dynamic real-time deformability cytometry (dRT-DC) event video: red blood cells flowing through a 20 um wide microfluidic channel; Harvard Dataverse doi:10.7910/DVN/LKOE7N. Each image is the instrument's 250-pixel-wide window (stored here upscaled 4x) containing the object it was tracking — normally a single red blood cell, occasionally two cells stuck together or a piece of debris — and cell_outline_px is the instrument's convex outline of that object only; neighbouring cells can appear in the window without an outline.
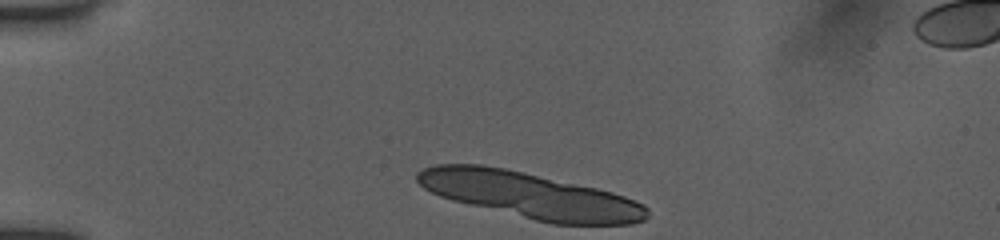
{"species": "human", "species_latin": "Homo sapiens", "temperature_condition": "room temperature", "stored_images_in_passage": 9, "camera_frame_rate_fps": 3000, "um_per_image_px": 0.085, "donor": {"sex": "female"}, "frame": {"image": 1, "passage_image": 1, "time_ms": 0.0, "image_size_px": [1000, 240], "cell_outline_px": [[648, 216], [644, 220], [632, 224], [552, 224], [452, 200], [440, 196], [424, 188], [416, 180], [416, 172], [424, 168], [436, 164], [480, 164], [504, 168], [524, 172], [596, 188], [612, 192], [624, 196], [644, 204], [648, 208]], "centroid_in_image_um": [45.05, 16.59], "position_along_channel_um": 39.9, "area_um2": 61.21}}